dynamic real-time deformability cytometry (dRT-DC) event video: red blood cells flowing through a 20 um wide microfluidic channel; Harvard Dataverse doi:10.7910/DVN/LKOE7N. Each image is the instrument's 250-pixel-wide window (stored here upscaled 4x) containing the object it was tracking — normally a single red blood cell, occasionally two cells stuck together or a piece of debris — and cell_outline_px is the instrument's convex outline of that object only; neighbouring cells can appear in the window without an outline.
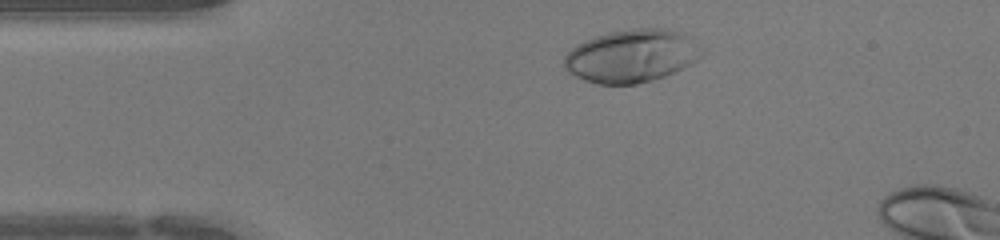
{"species": "human", "species_latin": "Homo sapiens", "temperature_condition": "warm", "stored_images_in_passage": 9, "camera_frame_rate_fps": 3000, "um_per_image_px": 0.085, "donor": {"sex": "female"}, "frame": {"image": 1, "passage_image": 4, "time_ms": 1.0, "image_size_px": [1000, 240], "cell_outline_px": [[696, 60], [664, 76], [652, 80], [636, 84], [600, 84], [584, 80], [568, 72], [564, 68], [564, 56], [576, 44], [584, 40], [608, 32], [632, 28], [668, 28], [680, 32], [684, 36], [696, 56]], "centroid_in_image_um": [53.49, 4.76], "position_along_channel_um": 31.5, "area_um2": 41.04}}